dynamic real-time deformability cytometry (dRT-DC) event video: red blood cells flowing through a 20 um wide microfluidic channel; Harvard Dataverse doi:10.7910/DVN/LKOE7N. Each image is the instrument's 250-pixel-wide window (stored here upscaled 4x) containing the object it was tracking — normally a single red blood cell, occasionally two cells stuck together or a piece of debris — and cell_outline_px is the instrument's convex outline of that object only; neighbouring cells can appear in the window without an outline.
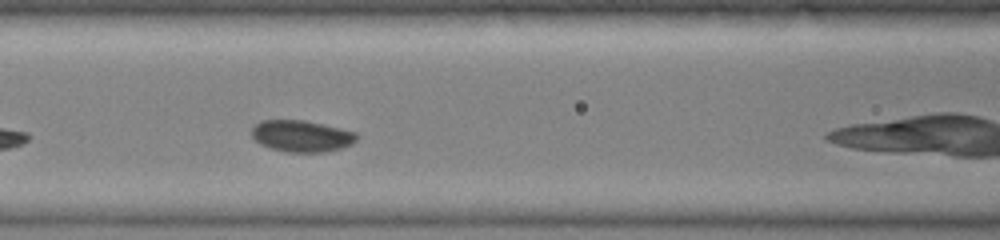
{"species": "common noctule bat (a hibernating species)", "species_latin": "Nyctalus noctula", "temperature_condition": "warm", "stored_images_in_passage": 9, "camera_frame_rate_fps": 3000, "um_per_image_px": 0.085, "animal": {"sex": "female", "body_mass_g": 19.0, "forearm_length_mm": 51.5}, "frame": {"image": 1, "passage_image": 6, "time_ms": 1.667, "image_size_px": [1000, 240], "cell_outline_px": [[356, 140], [352, 144], [328, 152], [284, 152], [260, 144], [252, 136], [252, 128], [260, 120], [304, 120], [356, 132]], "centroid_in_image_um": [25.62, 11.57], "position_along_channel_um": 141.0, "area_um2": 19.19}}
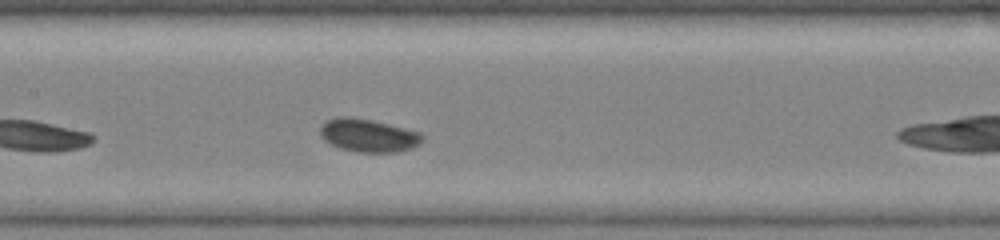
{"frame": {"image": 2, "passage_image": 8, "time_ms": 2.333, "image_size_px": [1000, 240], "cell_outline_px": [[424, 140], [420, 144], [412, 148], [396, 152], [356, 152], [340, 148], [324, 140], [320, 136], [320, 128], [328, 120], [340, 116], [348, 116], [372, 120], [420, 132], [424, 136]], "centroid_in_image_um": [31.33, 11.52], "position_along_channel_um": 176.1, "area_um2": 19.65}}